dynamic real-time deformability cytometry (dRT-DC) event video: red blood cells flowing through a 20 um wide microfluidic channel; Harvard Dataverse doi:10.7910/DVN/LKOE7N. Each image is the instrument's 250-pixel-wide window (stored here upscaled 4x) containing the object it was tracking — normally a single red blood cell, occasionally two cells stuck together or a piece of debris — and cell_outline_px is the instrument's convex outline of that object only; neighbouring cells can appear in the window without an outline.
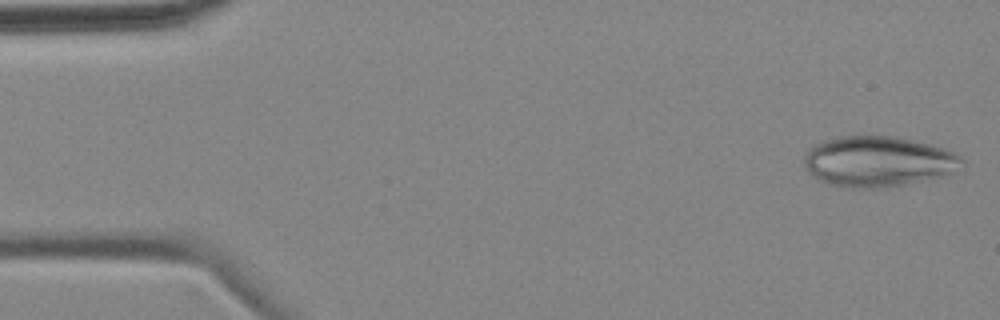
{"species": "common noctule bat (a hibernating species)", "species_latin": "Nyctalus noctula", "temperature_condition": "cold", "stored_images_in_passage": 15, "camera_frame_rate_fps": 3000, "um_per_image_px": 0.085, "animal": {"sex": "female", "body_mass_g": 18.4}, "frame": {"image": 1, "passage_image": 1, "time_ms": 0.0, "image_size_px": [1000, 320], "cell_outline_px": [[964, 160], [952, 172], [940, 176], [888, 188], [848, 188], [832, 184], [820, 180], [804, 168], [804, 152], [812, 144], [824, 140], [840, 136], [896, 136], [944, 148], [956, 152]], "centroid_in_image_um": [74.58, 13.72], "position_along_channel_um": 10.4, "area_um2": 46.47}}